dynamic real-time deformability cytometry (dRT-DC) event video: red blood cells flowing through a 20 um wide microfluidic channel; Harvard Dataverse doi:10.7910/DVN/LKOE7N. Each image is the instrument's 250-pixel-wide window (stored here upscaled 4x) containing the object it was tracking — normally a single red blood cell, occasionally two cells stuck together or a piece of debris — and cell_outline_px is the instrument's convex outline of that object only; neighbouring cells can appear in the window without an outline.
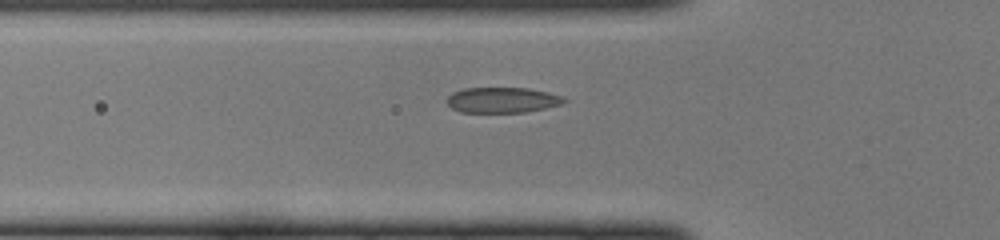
{"species": "common noctule bat (a hibernating species)", "species_latin": "Nyctalus noctula", "temperature_condition": "cold", "stored_images_in_passage": 33, "camera_frame_rate_fps": 3000, "um_per_image_px": 0.085, "animal": {"sex": "female", "body_mass_g": 22.0, "forearm_length_mm": 56.7}, "frame": {"image": 1, "passage_image": 2, "time_ms": 0.333, "image_size_px": [1000, 240], "cell_outline_px": [[568, 100], [560, 104], [544, 108], [524, 112], [460, 112], [452, 108], [448, 104], [448, 96], [452, 92], [464, 88], [528, 88], [548, 92], [564, 96]], "centroid_in_image_um": [42.7, 8.49], "position_along_channel_um": 83.1, "area_um2": 17.34}}
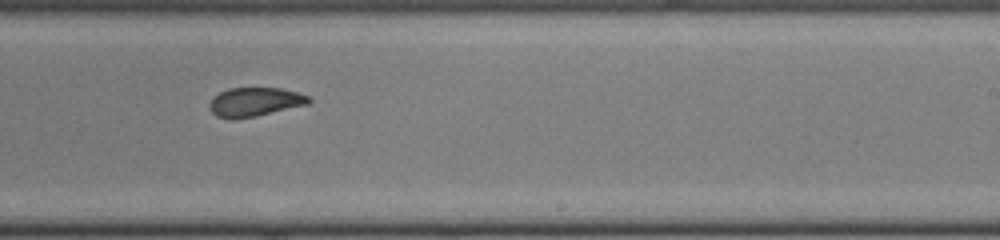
{"frame": {"image": 2, "passage_image": 15, "time_ms": 4.667, "image_size_px": [1000, 240], "cell_outline_px": [[312, 100], [308, 104], [256, 116], [236, 120], [232, 120], [216, 116], [208, 108], [208, 104], [220, 92], [228, 88], [280, 88], [296, 92], [308, 96]], "centroid_in_image_um": [21.63, 8.68], "position_along_channel_um": 267.4, "area_um2": 16.76}}
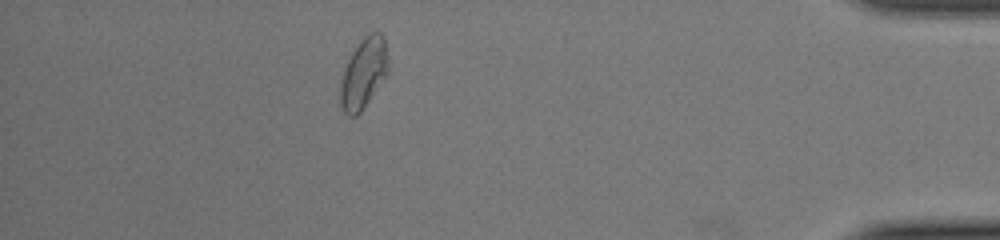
{"frame": {"image": 3, "passage_image": 28, "time_ms": 9.0, "image_size_px": [1000, 240], "cell_outline_px": [[388, 72], [360, 112], [356, 116], [348, 116], [344, 112], [340, 104], [340, 84], [344, 64], [360, 40], [368, 32], [380, 32], [384, 36], [388, 60]], "centroid_in_image_um": [30.88, 6.19], "position_along_channel_um": 404.3, "area_um2": 19.65}}